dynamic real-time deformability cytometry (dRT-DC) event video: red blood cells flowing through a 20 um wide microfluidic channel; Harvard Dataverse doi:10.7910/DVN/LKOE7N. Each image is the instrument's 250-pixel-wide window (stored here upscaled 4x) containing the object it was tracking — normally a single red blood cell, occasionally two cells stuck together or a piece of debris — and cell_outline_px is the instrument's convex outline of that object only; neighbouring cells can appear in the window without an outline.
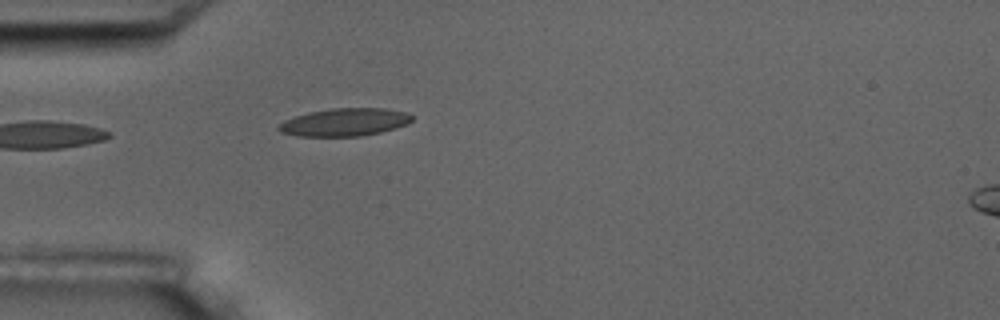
{"species": "common noctule bat (a hibernating species)", "species_latin": "Nyctalus noctula", "temperature_condition": "room temperature", "stored_images_in_passage": 5, "segment_of_instrument_passage": [1, 2], "camera_frame_rate_fps": 3000, "um_per_image_px": 0.085, "animal": {"sex": "male", "body_mass_g": 17.5, "forearm_length_mm": 52.3}, "frame": {"image": 1, "passage_image": 4, "time_ms": 4.333, "image_size_px": [1000, 320], "cell_outline_px": [[412, 120], [408, 124], [396, 128], [380, 132], [360, 136], [296, 136], [280, 132], [276, 128], [284, 120], [308, 112], [332, 108], [384, 108], [408, 112], [412, 116]], "centroid_in_image_um": [29.3, 10.38], "position_along_channel_um": 55.7, "area_um2": 21.68}}